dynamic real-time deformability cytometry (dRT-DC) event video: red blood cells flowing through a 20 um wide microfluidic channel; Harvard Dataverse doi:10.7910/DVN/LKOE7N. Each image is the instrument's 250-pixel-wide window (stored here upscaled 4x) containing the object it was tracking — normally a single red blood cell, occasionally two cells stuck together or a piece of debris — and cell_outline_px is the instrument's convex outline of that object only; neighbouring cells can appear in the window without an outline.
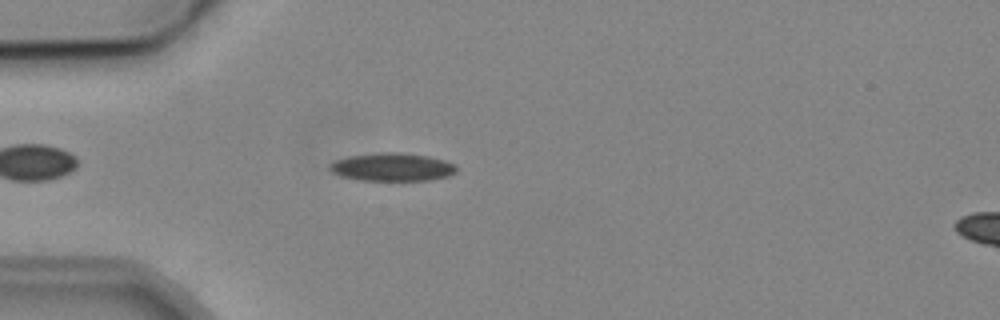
{"species": "common noctule bat (a hibernating species)", "species_latin": "Nyctalus noctula", "temperature_condition": "cold", "stored_images_in_passage": 2, "camera_frame_rate_fps": 3000, "um_per_image_px": 0.085, "animal": {"sex": "male", "body_mass_g": 19.2, "forearm_length_mm": 51.8}, "frame": {"image": 1, "passage_image": 2, "time_ms": 1.0, "image_size_px": [1000, 320], "cell_outline_px": [[456, 172], [448, 176], [428, 180], [364, 180], [340, 176], [332, 172], [328, 168], [328, 164], [336, 160], [348, 156], [384, 152], [400, 152], [428, 156], [444, 160], [456, 164]], "centroid_in_image_um": [33.33, 14.19], "position_along_channel_um": 51.7, "area_um2": 20.69}}